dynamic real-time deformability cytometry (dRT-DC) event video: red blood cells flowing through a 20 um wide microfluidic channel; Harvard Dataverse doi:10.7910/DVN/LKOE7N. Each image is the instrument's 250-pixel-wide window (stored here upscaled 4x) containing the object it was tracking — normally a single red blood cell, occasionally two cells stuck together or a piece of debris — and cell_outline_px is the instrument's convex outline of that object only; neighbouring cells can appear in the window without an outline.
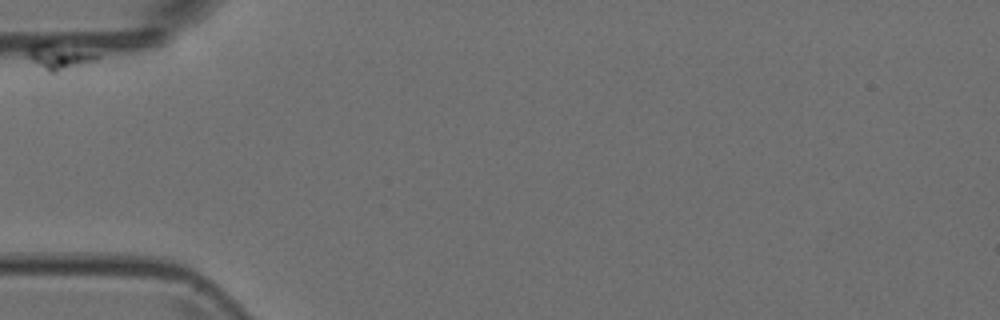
{"species": "Egyptian fruit bat (a non-hibernating species)", "species_latin": "Rousettus aegyptiacus", "temperature_condition": "room temperature", "stored_images_in_passage": 7, "camera_frame_rate_fps": 3000, "um_per_image_px": 0.085, "animal": {"sex": "female"}, "frame": {"image": 1, "passage_image": 1, "time_ms": 0.0, "image_size_px": [1000, 320], "cell_outline_px": [[100, 56], [96, 60], [56, 72], [48, 72], [32, 60], [28, 56], [28, 48], [32, 44], [48, 40], [96, 52]], "centroid_in_image_um": [5.05, 4.74], "position_along_channel_um": 80.0, "area_um2": 10.52}}
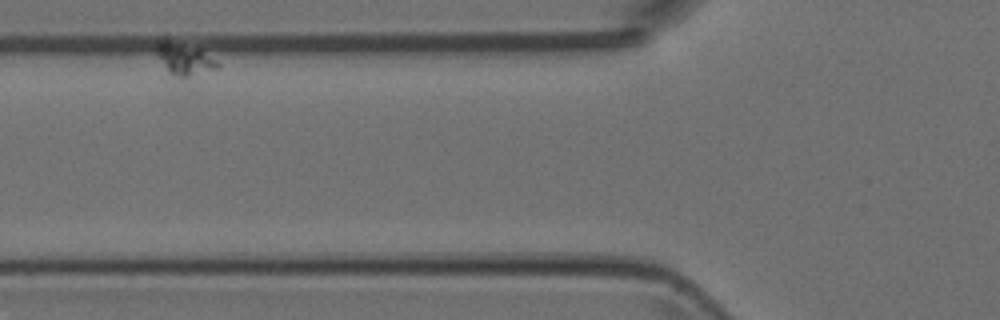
{"frame": {"image": 2, "passage_image": 3, "time_ms": 0.667, "image_size_px": [1000, 320], "cell_outline_px": [[220, 64], [216, 68], [184, 80], [180, 80], [172, 76], [168, 72], [156, 52], [156, 44], [164, 40], [200, 48], [216, 60]], "centroid_in_image_um": [15.69, 5.09], "position_along_channel_um": 110.1, "area_um2": 11.44}}
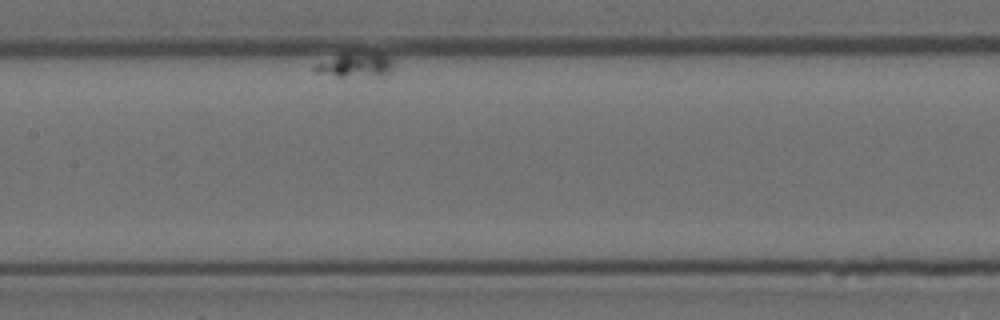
{"frame": {"image": 3, "passage_image": 7, "time_ms": 2.0, "image_size_px": [1000, 320], "cell_outline_px": [[392, 64], [388, 76], [336, 76], [316, 72], [312, 68], [312, 64], [340, 52], [356, 48], [360, 48], [380, 52], [388, 56], [392, 60]], "centroid_in_image_um": [30.19, 5.43], "position_along_channel_um": 177.2, "area_um2": 12.37}}